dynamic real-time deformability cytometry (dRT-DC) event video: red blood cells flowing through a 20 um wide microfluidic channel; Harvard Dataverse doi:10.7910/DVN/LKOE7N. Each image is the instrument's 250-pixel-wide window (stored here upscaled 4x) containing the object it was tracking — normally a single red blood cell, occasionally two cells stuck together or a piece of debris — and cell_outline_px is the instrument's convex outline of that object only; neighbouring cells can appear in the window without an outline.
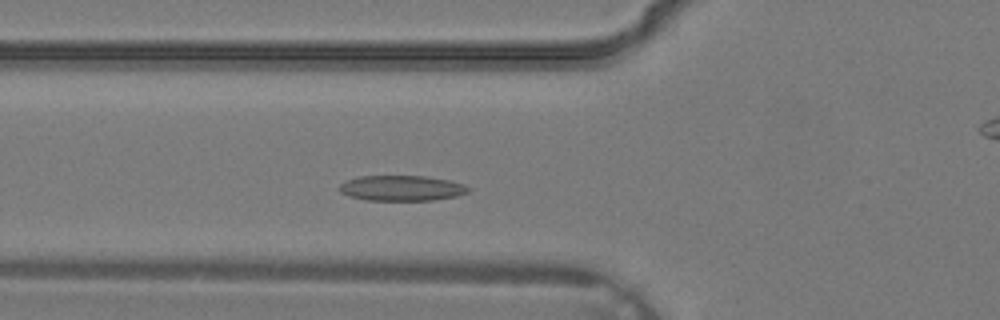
{"species": "common noctule bat (a hibernating species)", "species_latin": "Nyctalus noctula", "temperature_condition": "warm", "stored_images_in_passage": 31, "camera_frame_rate_fps": 3000, "um_per_image_px": 0.085, "animal": {"sex": "male", "body_mass_g": 19.2, "forearm_length_mm": 51.8}, "frame": {"image": 1, "passage_image": 7, "time_ms": 2.0, "image_size_px": [1000, 320], "cell_outline_px": [[472, 188], [468, 192], [456, 196], [432, 200], [364, 200], [348, 196], [340, 192], [336, 188], [340, 184], [348, 180], [360, 176], [424, 176], [448, 180], [464, 184]], "centroid_in_image_um": [34.12, 15.99], "position_along_channel_um": 91.7, "area_um2": 19.13}}
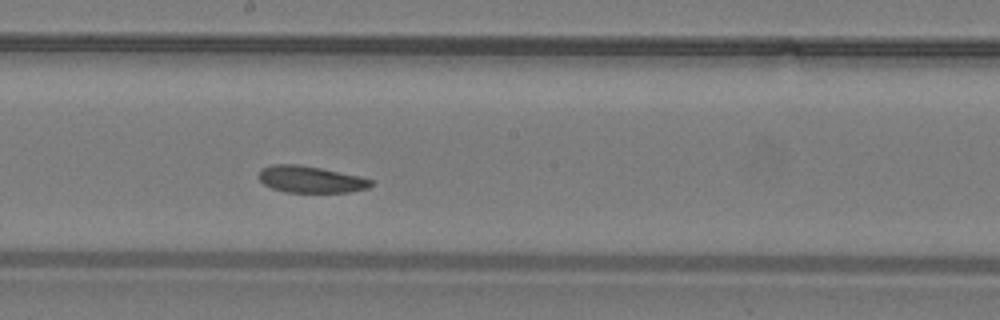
{"frame": {"image": 2, "passage_image": 14, "time_ms": 4.333, "image_size_px": [1000, 320], "cell_outline_px": [[372, 184], [368, 188], [348, 192], [288, 192], [272, 188], [264, 184], [256, 176], [260, 168], [272, 164], [296, 164], [320, 168], [356, 176], [372, 180]], "centroid_in_image_um": [26.31, 15.24], "position_along_channel_um": 221.9, "area_um2": 17.28}}
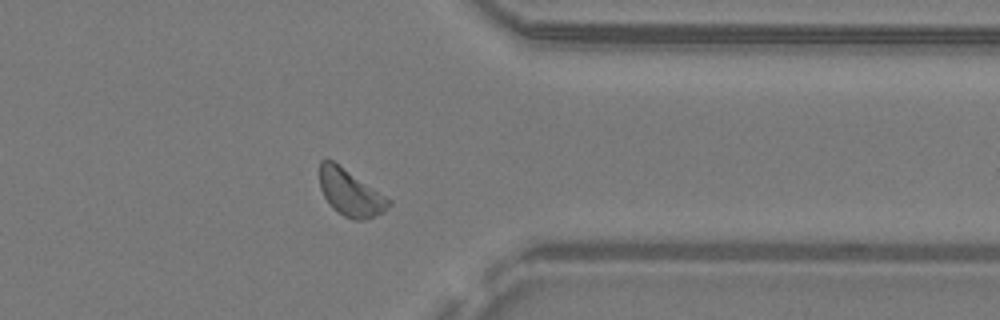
{"frame": {"image": 3, "passage_image": 23, "time_ms": 7.333, "image_size_px": [1000, 320], "cell_outline_px": [[392, 204], [384, 212], [364, 220], [352, 220], [344, 216], [332, 208], [324, 196], [320, 188], [320, 160], [332, 160], [392, 200]], "centroid_in_image_um": [29.79, 16.41], "position_along_channel_um": 381.6, "area_um2": 18.61}}